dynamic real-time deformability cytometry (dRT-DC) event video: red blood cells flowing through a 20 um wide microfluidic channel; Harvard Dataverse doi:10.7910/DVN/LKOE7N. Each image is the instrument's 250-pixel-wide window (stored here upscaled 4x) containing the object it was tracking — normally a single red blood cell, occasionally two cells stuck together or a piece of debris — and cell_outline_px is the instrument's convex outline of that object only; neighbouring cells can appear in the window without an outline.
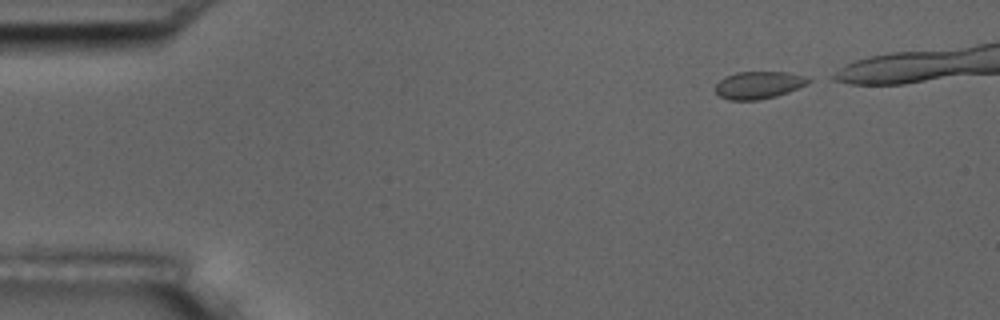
{"species": "common noctule bat (a hibernating species)", "species_latin": "Nyctalus noctula", "temperature_condition": "room temperature", "stored_images_in_passage": 5, "camera_frame_rate_fps": 3000, "um_per_image_px": 0.085, "animal": {"sex": "male", "body_mass_g": 17.5, "forearm_length_mm": 52.3}, "frame": {"image": 1, "passage_image": 1, "time_ms": 0.0, "image_size_px": [1000, 320], "cell_outline_px": [[816, 80], [808, 84], [788, 92], [776, 96], [756, 100], [728, 100], [720, 96], [716, 92], [716, 84], [724, 76], [736, 72], [788, 72], [808, 76]], "centroid_in_image_um": [64.55, 7.21], "position_along_channel_um": 20.5, "area_um2": 15.09}}